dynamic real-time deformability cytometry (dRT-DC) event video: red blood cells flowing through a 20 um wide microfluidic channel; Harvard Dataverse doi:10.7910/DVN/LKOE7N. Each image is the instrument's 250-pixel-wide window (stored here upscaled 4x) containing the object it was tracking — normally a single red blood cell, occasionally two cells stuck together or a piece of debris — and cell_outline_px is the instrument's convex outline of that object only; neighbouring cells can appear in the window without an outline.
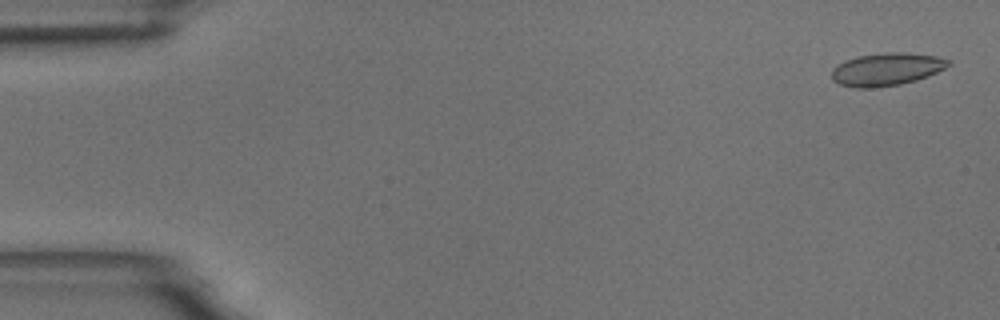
{"species": "common noctule bat (a hibernating species)", "species_latin": "Nyctalus noctula", "temperature_condition": "room temperature", "stored_images_in_passage": 55, "camera_frame_rate_fps": 3000, "um_per_image_px": 0.085, "animal": {"sex": "male", "body_mass_g": 18.8}, "frame": {"image": 1, "passage_image": 2, "time_ms": 0.333, "image_size_px": [1000, 320], "cell_outline_px": [[952, 64], [928, 76], [916, 80], [900, 84], [868, 88], [856, 88], [840, 84], [832, 80], [832, 68], [836, 64], [844, 60], [856, 56], [884, 52], [900, 52], [936, 56], [952, 60]], "centroid_in_image_um": [75.34, 5.87], "position_along_channel_um": 9.7, "area_um2": 22.37}}
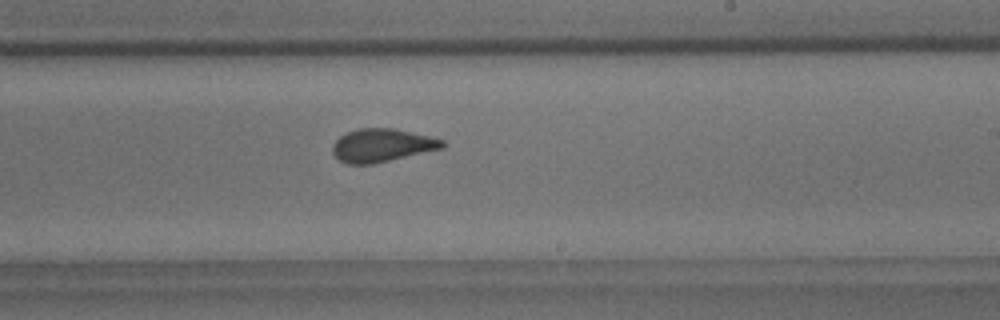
{"frame": {"image": 2, "passage_image": 33, "time_ms": 10.667, "image_size_px": [1000, 320], "cell_outline_px": [[448, 144], [444, 148], [372, 164], [348, 164], [340, 160], [332, 152], [332, 144], [340, 136], [348, 132], [360, 128], [392, 128], [428, 136], [444, 140]], "centroid_in_image_um": [32.48, 12.35], "position_along_channel_um": 256.5, "area_um2": 21.1}}
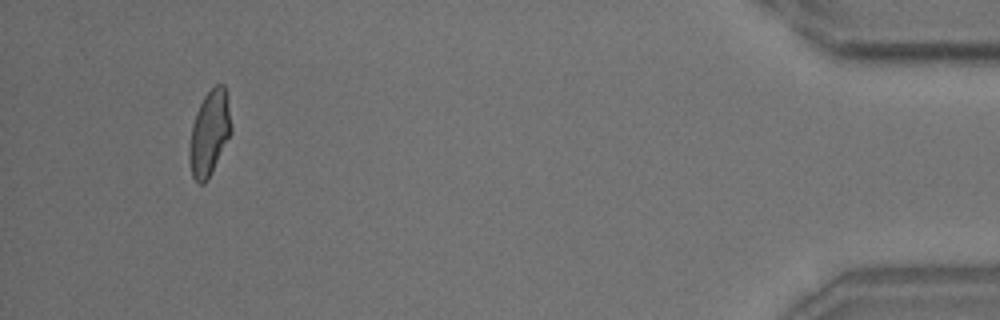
{"frame": {"image": 3, "passage_image": 52, "time_ms": 17.0, "image_size_px": [1000, 320], "cell_outline_px": [[232, 132], [208, 180], [204, 184], [200, 184], [192, 176], [188, 156], [188, 148], [192, 124], [196, 112], [204, 96], [216, 84], [224, 84], [232, 128]], "centroid_in_image_um": [17.78, 11.35], "position_along_channel_um": 417.4, "area_um2": 20.69}, "authors_computed_cell_mechanics": {"area_um2": 21.5016, "velocity_mm_per_s": 3.6491, "shape_relaxation_time_tau1_ms": null, "shape_relaxation_time_tau2_ms": 1.0921, "deformation_change_tau1": null, "deformation_change_tau2": 0.0745}}